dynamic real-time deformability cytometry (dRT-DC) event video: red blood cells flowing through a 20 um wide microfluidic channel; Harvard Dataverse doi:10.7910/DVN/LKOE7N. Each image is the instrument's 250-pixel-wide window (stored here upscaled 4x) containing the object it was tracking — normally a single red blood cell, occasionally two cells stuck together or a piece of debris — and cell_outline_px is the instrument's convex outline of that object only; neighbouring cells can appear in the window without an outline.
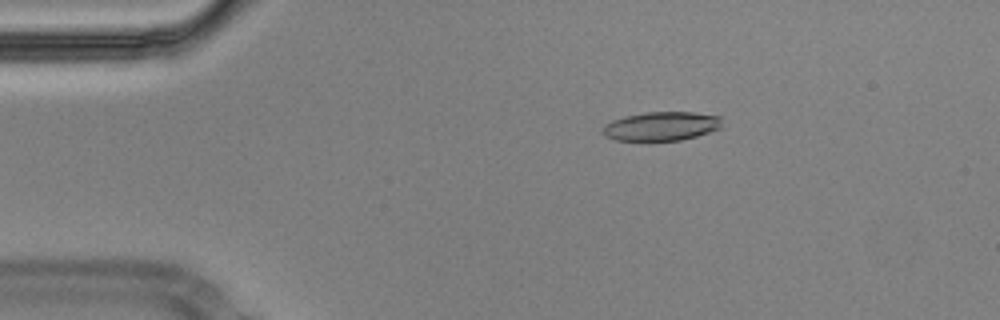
{"species": "Egyptian fruit bat (a non-hibernating species)", "species_latin": "Rousettus aegyptiacus", "temperature_condition": "cold", "stored_images_in_passage": 47, "camera_frame_rate_fps": 3000, "um_per_image_px": 0.085, "animal": {"sex": "male"}, "frame": {"image": 1, "passage_image": 1, "time_ms": 0.0, "image_size_px": [1000, 320], "cell_outline_px": [[720, 128], [696, 136], [680, 140], [616, 140], [604, 136], [604, 128], [612, 120], [624, 116], [644, 112], [692, 112], [720, 116]], "centroid_in_image_um": [56.21, 10.72], "position_along_channel_um": 28.8, "area_um2": 19.77}}
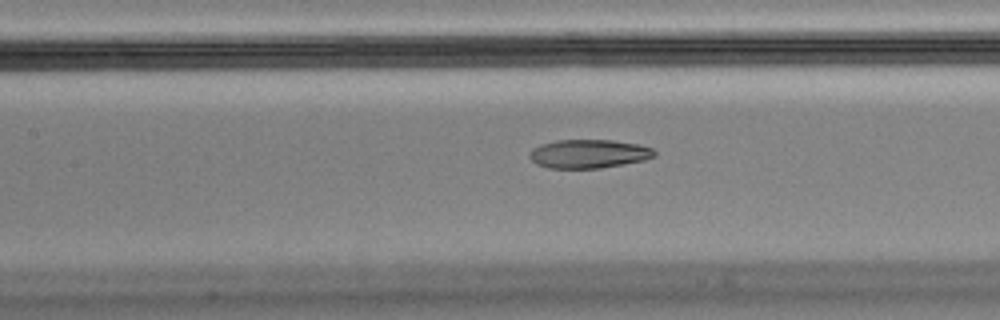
{"frame": {"image": 2, "passage_image": 16, "time_ms": 5.0, "image_size_px": [1000, 320], "cell_outline_px": [[656, 156], [644, 160], [624, 164], [600, 168], [548, 168], [536, 164], [528, 156], [532, 148], [540, 144], [556, 140], [612, 140], [640, 144], [652, 148], [656, 152]], "centroid_in_image_um": [50.04, 13.07], "position_along_channel_um": 157.4, "area_um2": 21.04}}
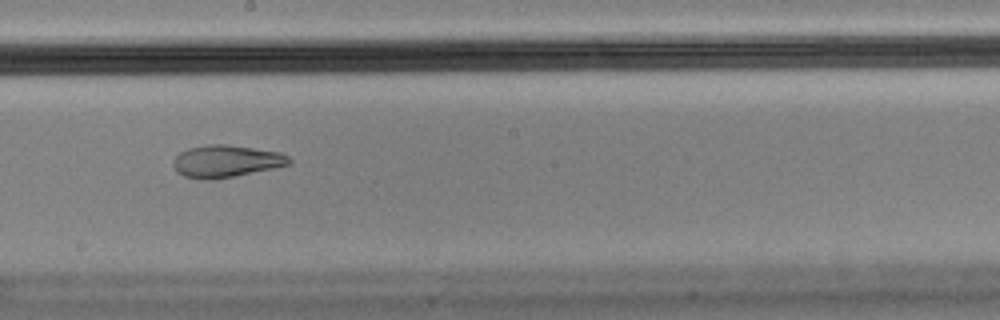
{"frame": {"image": 3, "passage_image": 22, "time_ms": 7.0, "image_size_px": [1000, 320], "cell_outline_px": [[292, 160], [288, 164], [272, 168], [212, 180], [204, 180], [184, 176], [176, 172], [172, 164], [176, 156], [180, 152], [188, 148], [204, 144], [228, 144], [280, 152], [288, 156]], "centroid_in_image_um": [19.16, 13.69], "position_along_channel_um": 229.0, "area_um2": 21.68}, "authors_computed_cell_mechanics": {"area_um2": 22.542, "velocity_mm_per_s": 3.5944, "shape_relaxation_time_tau1_ms": null, "shape_relaxation_time_tau2_ms": 2.4501, "deformation_change_tau1": null, "deformation_change_tau2": 0.0878}}